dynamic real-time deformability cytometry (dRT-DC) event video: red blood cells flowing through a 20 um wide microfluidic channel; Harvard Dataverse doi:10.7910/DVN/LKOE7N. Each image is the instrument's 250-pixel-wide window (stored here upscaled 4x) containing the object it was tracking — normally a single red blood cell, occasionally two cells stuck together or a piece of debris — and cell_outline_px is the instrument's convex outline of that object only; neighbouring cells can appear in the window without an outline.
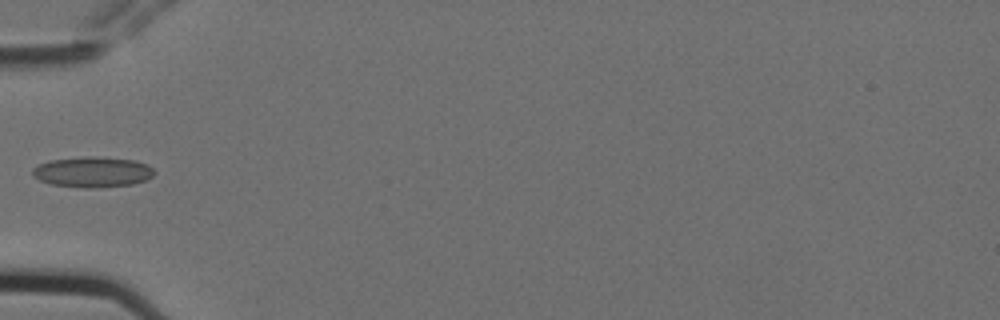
{"species": "Egyptian fruit bat (a non-hibernating species)", "species_latin": "Rousettus aegyptiacus", "temperature_condition": "cold", "stored_images_in_passage": 5, "camera_frame_rate_fps": 3000, "um_per_image_px": 0.085, "animal": {"sex": "female"}, "frame": {"image": 1, "passage_image": 4, "time_ms": 1.0, "image_size_px": [1000, 320], "cell_outline_px": [[156, 172], [148, 180], [132, 184], [92, 188], [84, 188], [52, 184], [40, 180], [32, 176], [32, 168], [40, 164], [52, 160], [88, 156], [92, 156], [136, 160], [148, 164]], "centroid_in_image_um": [7.9, 14.62], "position_along_channel_um": 77.1, "area_um2": 21.68}}
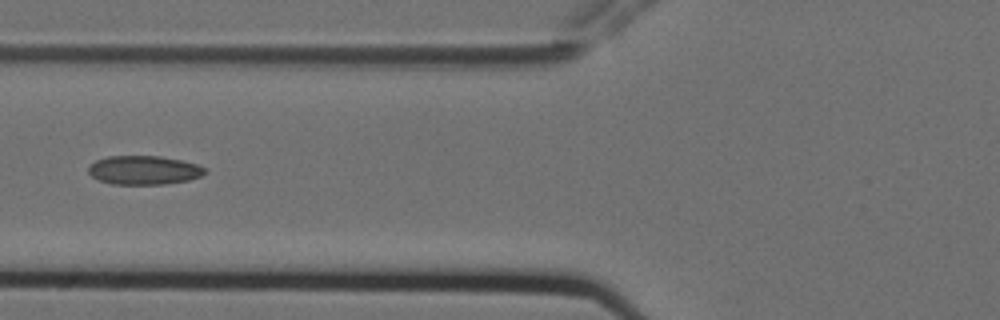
{"frame": {"image": 2, "passage_image": 5, "time_ms": 1.333, "image_size_px": [1000, 320], "cell_outline_px": [[208, 172], [200, 176], [188, 180], [164, 184], [112, 184], [100, 180], [92, 176], [88, 172], [88, 168], [96, 160], [108, 156], [160, 156], [180, 160], [196, 164], [204, 168]], "centroid_in_image_um": [12.23, 14.46], "position_along_channel_um": 113.6, "area_um2": 19.42}}